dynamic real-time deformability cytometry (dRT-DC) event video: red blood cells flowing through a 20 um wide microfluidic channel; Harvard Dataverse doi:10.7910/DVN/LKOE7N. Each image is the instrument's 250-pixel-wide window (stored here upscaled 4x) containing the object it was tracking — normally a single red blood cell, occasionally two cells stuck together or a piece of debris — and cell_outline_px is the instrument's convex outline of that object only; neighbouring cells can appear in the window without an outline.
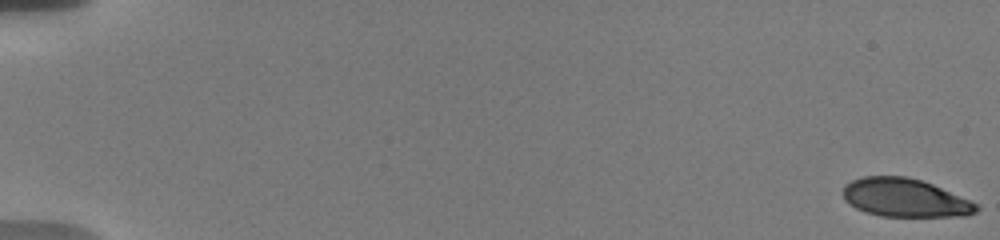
{"species": "human", "species_latin": "Homo sapiens", "temperature_condition": "warm", "stored_images_in_passage": 46, "camera_frame_rate_fps": 3000, "um_per_image_px": 0.085, "donor": {"sex": "male"}, "frame": {"image": 1, "passage_image": 1, "time_ms": 0.0, "image_size_px": [1000, 240], "cell_outline_px": [[980, 208], [976, 212], [968, 216], [880, 216], [864, 212], [856, 208], [844, 200], [844, 184], [852, 180], [864, 176], [908, 176], [932, 184], [980, 204]], "centroid_in_image_um": [76.94, 16.81], "position_along_channel_um": 8.1, "area_um2": 29.94}}
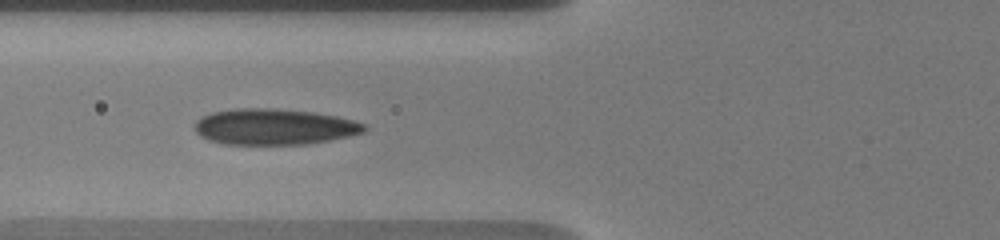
{"frame": {"image": 2, "passage_image": 23, "time_ms": 7.667, "image_size_px": [1000, 240], "cell_outline_px": [[368, 128], [364, 132], [348, 136], [308, 144], [224, 144], [208, 140], [200, 136], [196, 132], [196, 120], [200, 116], [212, 112], [236, 108], [272, 108], [312, 112], [336, 116], [368, 124]], "centroid_in_image_um": [23.3, 10.77], "position_along_channel_um": 102.5, "area_um2": 35.6}}
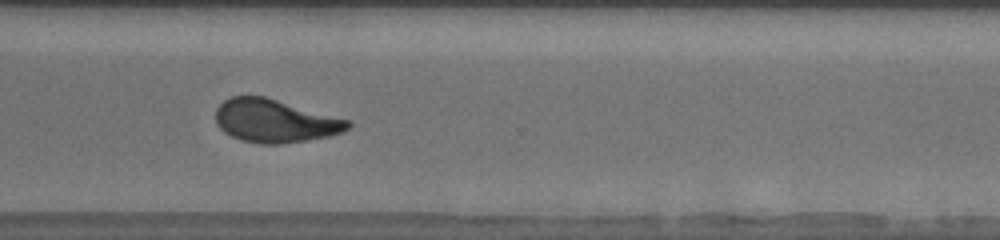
{"frame": {"image": 3, "passage_image": 38, "time_ms": 14.333, "image_size_px": [1000, 240], "cell_outline_px": [[352, 124], [348, 128], [340, 132], [328, 136], [280, 144], [264, 144], [240, 140], [224, 132], [216, 124], [216, 108], [224, 100], [232, 96], [264, 96], [348, 120]], "centroid_in_image_um": [23.31, 10.27], "position_along_channel_um": 347.3, "area_um2": 32.77}, "authors_computed_cell_mechanics": {"area_um2": 33.2061, "velocity_mm_per_s": 3.6755, "shape_relaxation_time_tau1_ms": null, "shape_relaxation_time_tau2_ms": 1.3881, "deformation_change_tau1": null, "deformation_change_tau2": 0.0635}}